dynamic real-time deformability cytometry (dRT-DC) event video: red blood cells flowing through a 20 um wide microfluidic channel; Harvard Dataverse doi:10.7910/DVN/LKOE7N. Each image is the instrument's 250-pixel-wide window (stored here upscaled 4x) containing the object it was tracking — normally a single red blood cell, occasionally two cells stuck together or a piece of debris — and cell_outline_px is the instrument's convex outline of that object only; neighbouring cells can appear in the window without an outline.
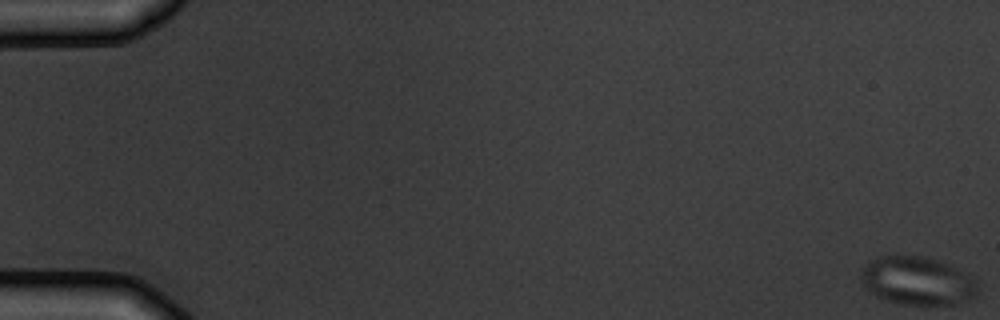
{"species": "common noctule bat (a hibernating species)", "species_latin": "Nyctalus noctula", "temperature_condition": "warm", "stored_images_in_passage": 6, "camera_frame_rate_fps": 3000, "um_per_image_px": 0.085, "animal": {"sex": "male", "body_mass_g": 19.5, "forearm_length_mm": 54.6}, "frame": {"image": 1, "passage_image": 1, "time_ms": 0.0, "image_size_px": [1000, 320], "cell_outline_px": [[980, 284], [976, 296], [964, 304], [896, 304], [876, 296], [860, 280], [860, 276], [868, 260], [880, 256], [920, 256], [936, 260], [948, 264], [972, 276]], "centroid_in_image_um": [78.03, 23.89], "position_along_channel_um": 7.0, "area_um2": 33.0}}